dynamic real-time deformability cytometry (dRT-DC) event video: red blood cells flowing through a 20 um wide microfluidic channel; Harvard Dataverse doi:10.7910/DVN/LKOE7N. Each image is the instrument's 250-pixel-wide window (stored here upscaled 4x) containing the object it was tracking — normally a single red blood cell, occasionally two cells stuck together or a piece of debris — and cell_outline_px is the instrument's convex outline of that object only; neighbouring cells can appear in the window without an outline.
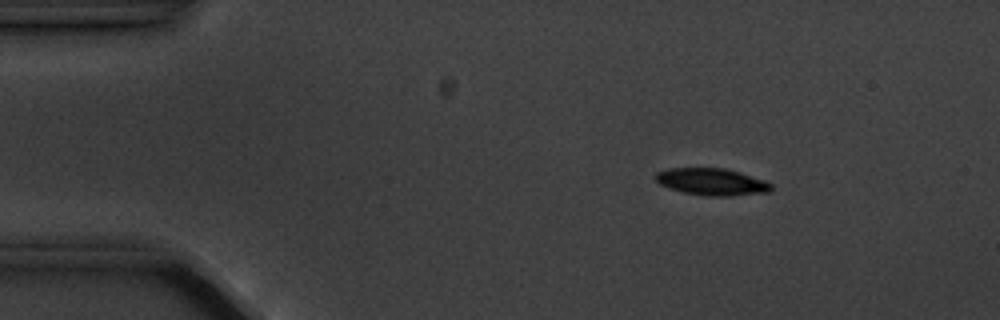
{"species": "common noctule bat (a hibernating species)", "species_latin": "Nyctalus noctula", "temperature_condition": "cold", "stored_images_in_passage": 3, "camera_frame_rate_fps": 3000, "um_per_image_px": 0.085, "animal": {"sex": "male", "body_mass_g": 20.1, "forearm_length_mm": 53.5}, "frame": {"image": 1, "passage_image": 1, "time_ms": 0.0, "image_size_px": [1000, 320], "cell_outline_px": [[772, 188], [768, 192], [732, 196], [708, 196], [684, 192], [668, 188], [660, 184], [652, 176], [656, 172], [668, 168], [724, 168], [740, 172], [764, 180], [772, 184]], "centroid_in_image_um": [60.47, 15.45], "position_along_channel_um": 24.5, "area_um2": 18.26}}